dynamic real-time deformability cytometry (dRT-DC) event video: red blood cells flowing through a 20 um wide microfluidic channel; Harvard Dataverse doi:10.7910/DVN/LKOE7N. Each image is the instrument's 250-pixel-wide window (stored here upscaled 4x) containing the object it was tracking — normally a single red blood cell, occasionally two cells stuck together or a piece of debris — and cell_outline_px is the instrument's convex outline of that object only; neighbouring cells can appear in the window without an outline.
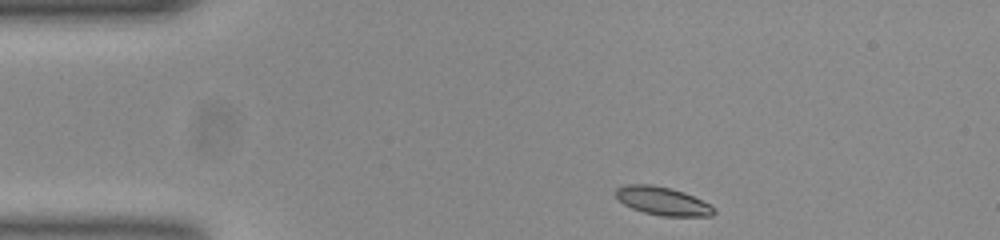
{"species": "common noctule bat (a hibernating species)", "species_latin": "Nyctalus noctula", "temperature_condition": "room temperature", "stored_images_in_passage": 45, "camera_frame_rate_fps": 3000, "um_per_image_px": 0.085, "animal": {"sex": "female", "body_mass_g": 23.0, "forearm_length_mm": 53.4}, "frame": {"image": 1, "passage_image": 1, "time_ms": 0.0, "image_size_px": [1000, 240], "cell_outline_px": [[716, 212], [712, 216], [660, 216], [644, 212], [632, 208], [624, 204], [616, 196], [616, 188], [624, 184], [652, 184], [672, 188], [684, 192], [716, 208]], "centroid_in_image_um": [56.32, 17.08], "position_along_channel_um": 28.7, "area_um2": 16.18}}
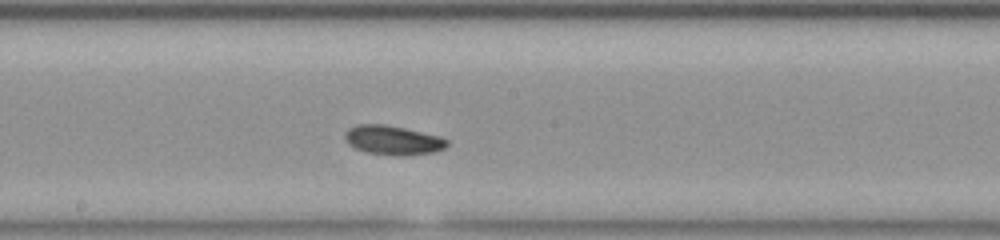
{"frame": {"image": 2, "passage_image": 20, "time_ms": 6.333, "image_size_px": [1000, 240], "cell_outline_px": [[448, 144], [444, 148], [432, 152], [404, 156], [400, 156], [368, 152], [356, 148], [348, 144], [344, 136], [344, 132], [348, 128], [356, 124], [384, 124], [404, 128], [440, 136], [448, 140]], "centroid_in_image_um": [33.37, 11.9], "position_along_channel_um": 214.8, "area_um2": 17.34}}
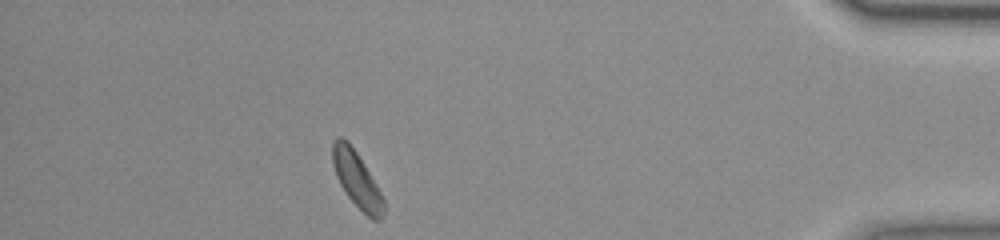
{"frame": {"image": 3, "passage_image": 39, "time_ms": 12.667, "image_size_px": [1000, 240], "cell_outline_px": [[384, 216], [380, 220], [372, 220], [348, 196], [340, 184], [336, 176], [332, 164], [332, 144], [336, 136], [340, 136], [348, 140], [364, 164], [376, 184], [384, 200]], "centroid_in_image_um": [30.31, 15.23], "position_along_channel_um": 404.9, "area_um2": 16.47}, "authors_computed_cell_mechanics": {"area_um2": 16.5886, "velocity_mm_per_s": 3.8208, "shape_relaxation_time_tau1_ms": 6.9172, "shape_relaxation_time_tau2_ms": 8.2587, "deformation_change_tau1": 0.1819, "deformation_change_tau2": 0.13}}